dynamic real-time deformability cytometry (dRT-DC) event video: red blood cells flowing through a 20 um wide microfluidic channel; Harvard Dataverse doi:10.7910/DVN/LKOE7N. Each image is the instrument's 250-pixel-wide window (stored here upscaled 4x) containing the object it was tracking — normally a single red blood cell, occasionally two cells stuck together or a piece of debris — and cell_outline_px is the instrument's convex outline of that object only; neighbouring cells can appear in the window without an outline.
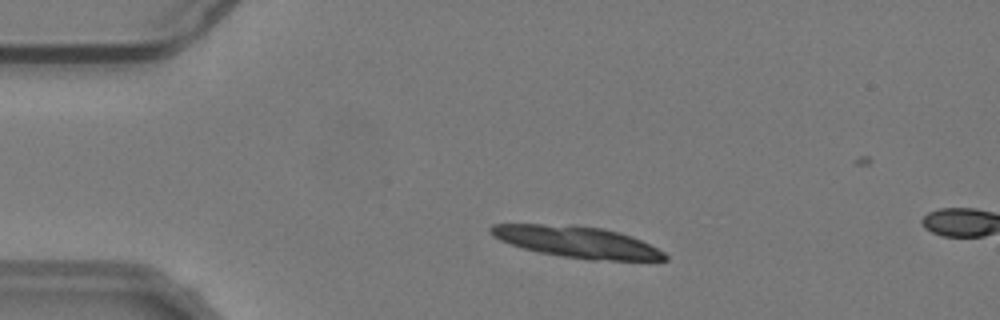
{"species": "common noctule bat (a hibernating species)", "species_latin": "Nyctalus noctula", "temperature_condition": "warm", "stored_images_in_passage": 11, "camera_frame_rate_fps": 3000, "um_per_image_px": 0.085, "animal": {"sex": "male", "body_mass_g": 19.2, "forearm_length_mm": 51.8}, "frame": {"image": 1, "passage_image": 8, "time_ms": 2.333, "image_size_px": [1000, 320], "cell_outline_px": [[668, 260], [588, 260], [540, 252], [524, 248], [500, 240], [492, 236], [488, 232], [488, 228], [492, 224], [540, 224], [604, 228], [620, 232], [632, 236], [664, 252], [668, 256]], "centroid_in_image_um": [49.04, 20.57], "position_along_channel_um": 36.0, "area_um2": 31.44}}